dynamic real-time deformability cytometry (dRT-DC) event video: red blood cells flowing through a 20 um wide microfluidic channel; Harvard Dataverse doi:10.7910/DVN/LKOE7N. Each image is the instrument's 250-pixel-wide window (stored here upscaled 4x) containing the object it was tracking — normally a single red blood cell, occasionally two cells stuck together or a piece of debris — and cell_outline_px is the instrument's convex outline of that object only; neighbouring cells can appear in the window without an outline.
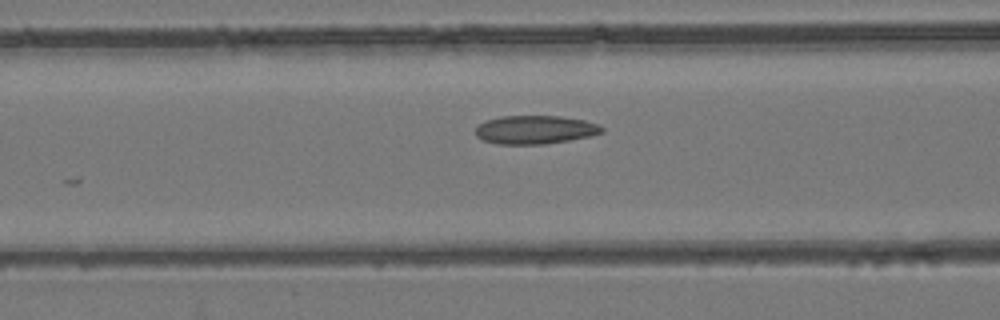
{"species": "common noctule bat (a hibernating species)", "species_latin": "Nyctalus noctula", "temperature_condition": "room temperature", "stored_images_in_passage": 13, "camera_frame_rate_fps": 3000, "um_per_image_px": 0.085, "animal": {"sex": "female", "body_mass_g": 24.6, "forearm_length_mm": 56.2}, "frame": {"image": 1, "passage_image": 5, "time_ms": 1.333, "image_size_px": [1000, 320], "cell_outline_px": [[604, 132], [592, 136], [544, 144], [500, 144], [484, 140], [476, 136], [476, 128], [480, 124], [488, 120], [500, 116], [560, 116], [584, 120], [600, 124], [604, 128]], "centroid_in_image_um": [45.54, 11.02], "position_along_channel_um": 121.1, "area_um2": 20.92}}
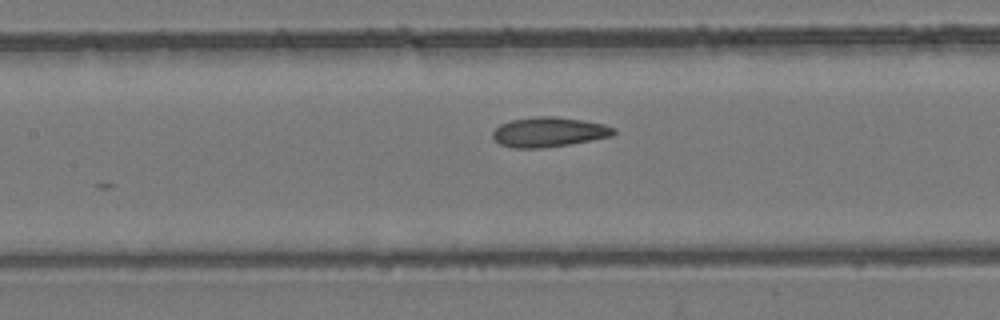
{"frame": {"image": 2, "passage_image": 8, "time_ms": 2.333, "image_size_px": [1000, 320], "cell_outline_px": [[616, 132], [612, 136], [592, 140], [544, 148], [512, 148], [500, 144], [492, 136], [492, 132], [500, 124], [512, 120], [536, 116], [556, 116], [584, 120], [604, 124], [616, 128]], "centroid_in_image_um": [46.67, 11.22], "position_along_channel_um": 160.7, "area_um2": 21.1}}
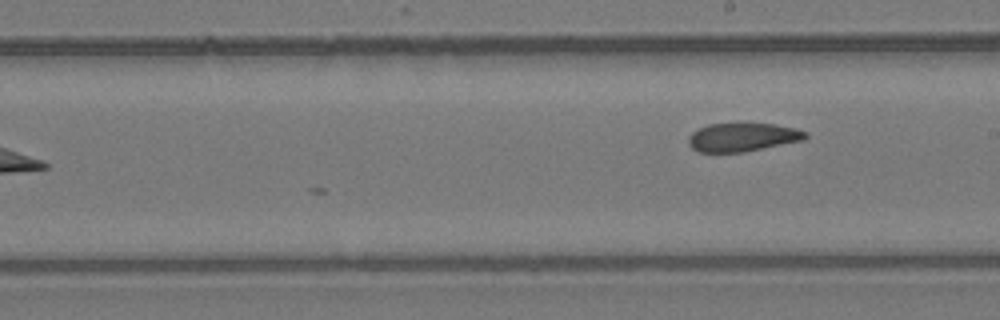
{"frame": {"image": 3, "passage_image": 13, "time_ms": 4.0, "image_size_px": [1000, 320], "cell_outline_px": [[808, 136], [804, 140], [744, 152], [696, 152], [688, 144], [688, 136], [692, 132], [708, 124], [736, 120], [772, 124], [796, 128], [808, 132]], "centroid_in_image_um": [63.1, 11.61], "position_along_channel_um": 225.9, "area_um2": 20.35}}